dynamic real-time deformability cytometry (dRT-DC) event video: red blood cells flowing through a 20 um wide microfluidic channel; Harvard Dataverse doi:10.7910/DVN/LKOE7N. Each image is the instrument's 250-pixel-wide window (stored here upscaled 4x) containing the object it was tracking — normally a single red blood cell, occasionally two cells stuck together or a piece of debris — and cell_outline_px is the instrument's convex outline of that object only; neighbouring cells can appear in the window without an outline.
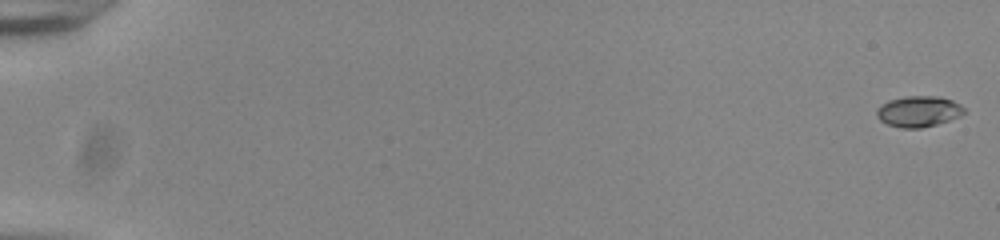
{"species": "common noctule bat (a hibernating species)", "species_latin": "Nyctalus noctula", "temperature_condition": "room temperature", "stored_images_in_passage": 52, "camera_frame_rate_fps": 3000, "um_per_image_px": 0.085, "animal": {"sex": "male", "body_mass_g": 20.0, "forearm_length_mm": 53.3}, "frame": {"image": 1, "passage_image": 1, "time_ms": 0.0, "image_size_px": [1000, 240], "cell_outline_px": [[964, 112], [960, 116], [936, 124], [920, 128], [900, 128], [888, 124], [880, 120], [876, 116], [876, 108], [888, 100], [908, 96], [940, 96], [952, 100], [960, 104], [964, 108]], "centroid_in_image_um": [78.06, 9.46], "position_along_channel_um": 6.9, "area_um2": 15.72}}
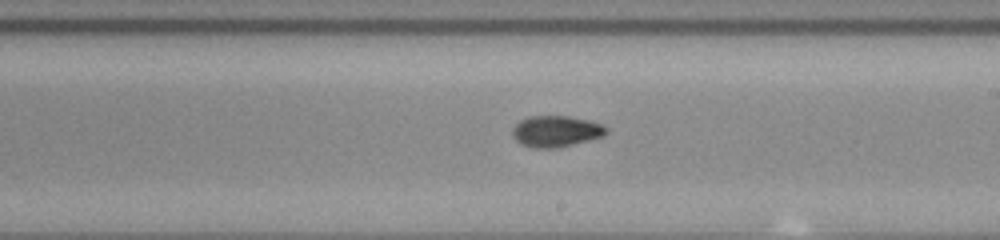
{"frame": {"image": 2, "passage_image": 34, "time_ms": 11.0, "image_size_px": [1000, 240], "cell_outline_px": [[608, 132], [604, 136], [556, 148], [532, 148], [520, 144], [512, 136], [512, 128], [520, 120], [528, 116], [568, 116], [588, 120], [604, 124], [608, 128]], "centroid_in_image_um": [47.25, 11.16], "position_along_channel_um": 241.7, "area_um2": 17.22}}
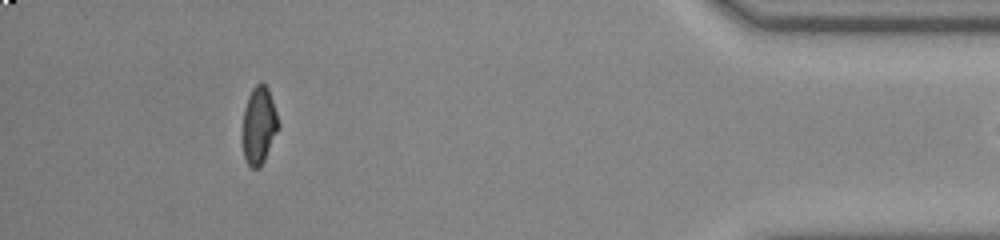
{"frame": {"image": 3, "passage_image": 51, "time_ms": 16.667, "image_size_px": [1000, 240], "cell_outline_px": [[280, 124], [264, 160], [260, 168], [252, 168], [248, 164], [244, 156], [244, 108], [248, 96], [252, 88], [260, 80], [268, 88]], "centroid_in_image_um": [22.02, 10.62], "position_along_channel_um": 413.2, "area_um2": 15.78}}